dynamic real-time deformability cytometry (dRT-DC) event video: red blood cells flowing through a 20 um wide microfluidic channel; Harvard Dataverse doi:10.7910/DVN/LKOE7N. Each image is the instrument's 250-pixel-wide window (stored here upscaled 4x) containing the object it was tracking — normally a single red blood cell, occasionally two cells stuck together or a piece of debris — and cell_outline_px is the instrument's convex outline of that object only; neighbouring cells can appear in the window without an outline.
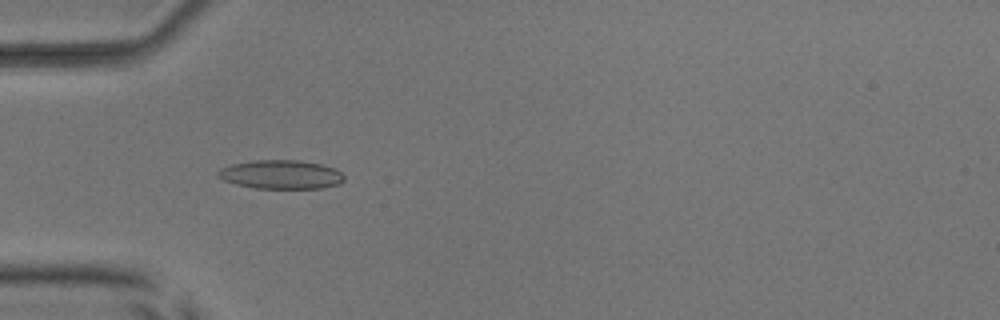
{"species": "common noctule bat (a hibernating species)", "species_latin": "Nyctalus noctula", "temperature_condition": "room temperature", "stored_images_in_passage": 53, "camera_frame_rate_fps": 3000, "um_per_image_px": 0.085, "animal": {"sex": "male", "body_mass_g": 17.9, "forearm_length_mm": 54.2}, "frame": {"image": 1, "passage_image": 16, "time_ms": 5.0, "image_size_px": [1000, 320], "cell_outline_px": [[344, 180], [340, 184], [320, 188], [256, 188], [236, 184], [224, 180], [216, 176], [216, 172], [220, 168], [232, 164], [256, 160], [300, 160], [320, 164], [332, 168], [340, 172], [344, 176]], "centroid_in_image_um": [23.86, 14.83], "position_along_channel_um": 61.1, "area_um2": 21.1}}
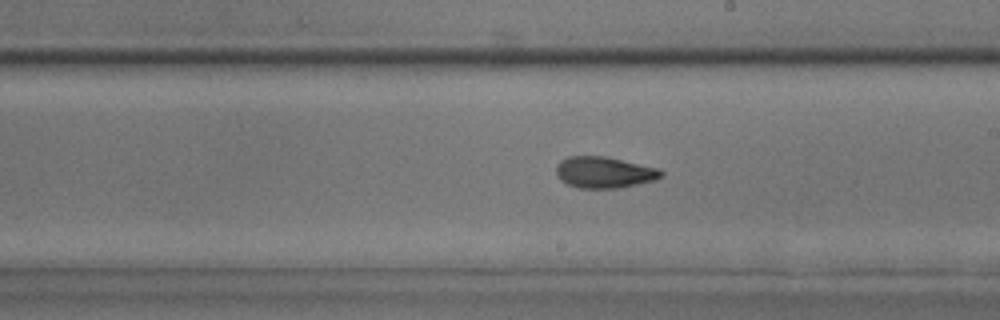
{"frame": {"image": 2, "passage_image": 30, "time_ms": 9.667, "image_size_px": [1000, 320], "cell_outline_px": [[664, 176], [656, 180], [616, 188], [580, 188], [568, 184], [560, 180], [556, 176], [556, 164], [560, 160], [568, 156], [608, 156], [660, 168], [664, 172]], "centroid_in_image_um": [51.37, 14.63], "position_along_channel_um": 237.6, "area_um2": 19.48}}
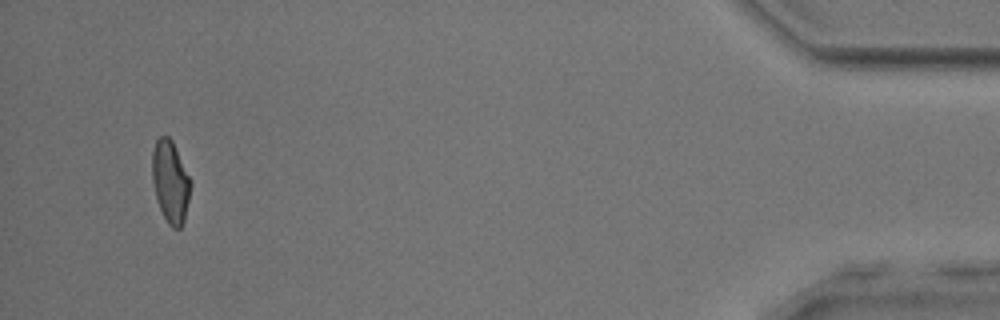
{"frame": {"image": 3, "passage_image": 50, "time_ms": 16.333, "image_size_px": [1000, 320], "cell_outline_px": [[192, 184], [184, 220], [180, 228], [172, 228], [168, 224], [160, 208], [156, 196], [152, 180], [152, 152], [156, 140], [160, 136], [168, 136], [172, 140], [192, 180]], "centroid_in_image_um": [14.5, 15.42], "position_along_channel_um": 420.7, "area_um2": 18.44}}